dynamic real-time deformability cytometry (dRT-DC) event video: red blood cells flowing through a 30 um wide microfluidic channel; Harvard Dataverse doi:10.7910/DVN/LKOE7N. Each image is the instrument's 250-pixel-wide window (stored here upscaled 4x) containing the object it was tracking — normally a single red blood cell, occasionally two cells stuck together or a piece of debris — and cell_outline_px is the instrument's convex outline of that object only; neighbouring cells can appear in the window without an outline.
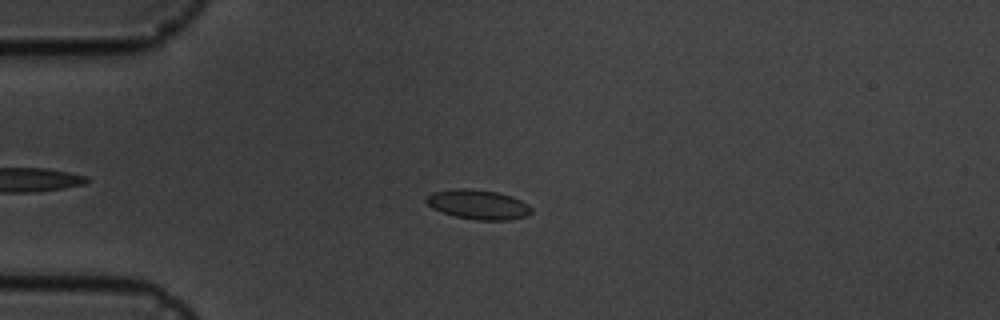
{"species": "common noctule bat (a hibernating species)", "species_latin": "Nyctalus noctula", "temperature_condition": "cold", "stored_images_in_passage": 4, "camera_frame_rate_fps": 3000, "um_per_image_px": 0.085, "animal": {"sex": "male", "body_mass_g": 19.5, "forearm_length_mm": 54.6}, "frame": {"image": 1, "passage_image": 4, "time_ms": 3.333, "image_size_px": [1000, 320], "cell_outline_px": [[532, 212], [528, 216], [508, 220], [476, 220], [456, 216], [432, 208], [424, 200], [432, 192], [456, 188], [468, 188], [496, 192], [512, 196], [528, 204], [532, 208]], "centroid_in_image_um": [40.66, 17.38], "position_along_channel_um": 44.3, "area_um2": 18.09}}